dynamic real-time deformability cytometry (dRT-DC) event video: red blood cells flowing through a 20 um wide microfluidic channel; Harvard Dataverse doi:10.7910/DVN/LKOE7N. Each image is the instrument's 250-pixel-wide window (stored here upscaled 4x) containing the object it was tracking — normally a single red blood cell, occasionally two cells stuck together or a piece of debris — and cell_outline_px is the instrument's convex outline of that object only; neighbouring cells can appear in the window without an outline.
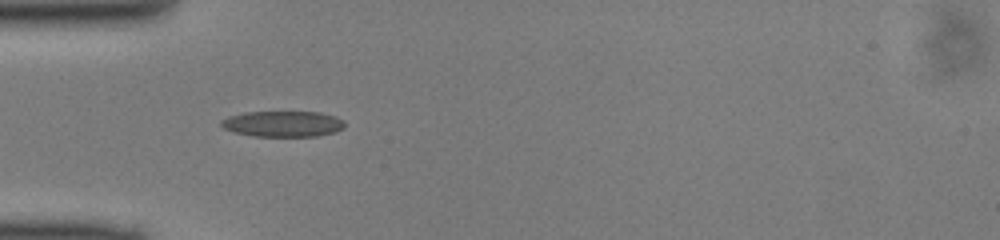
{"species": "common noctule bat (a hibernating species)", "species_latin": "Nyctalus noctula", "temperature_condition": "cold", "stored_images_in_passage": 35, "camera_frame_rate_fps": 3000, "um_per_image_px": 0.085, "animal": {"sex": "male", "body_mass_g": 13.0, "forearm_length_mm": 53.1}, "frame": {"image": 1, "passage_image": 1, "time_ms": 0.0, "image_size_px": [1000, 240], "cell_outline_px": [[344, 128], [336, 132], [316, 136], [252, 136], [236, 132], [224, 128], [220, 124], [220, 120], [228, 116], [244, 112], [320, 112], [336, 116], [344, 120]], "centroid_in_image_um": [24.06, 10.52], "position_along_channel_um": 60.9, "area_um2": 18.67}}
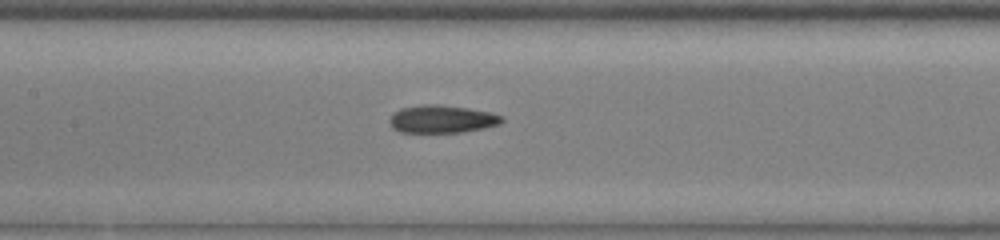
{"frame": {"image": 2, "passage_image": 9, "time_ms": 2.667, "image_size_px": [1000, 240], "cell_outline_px": [[504, 120], [500, 124], [484, 128], [464, 132], [400, 132], [392, 128], [388, 120], [400, 108], [428, 104], [436, 104], [468, 108], [492, 112], [504, 116]], "centroid_in_image_um": [37.61, 10.12], "position_along_channel_um": 169.8, "area_um2": 18.21}}
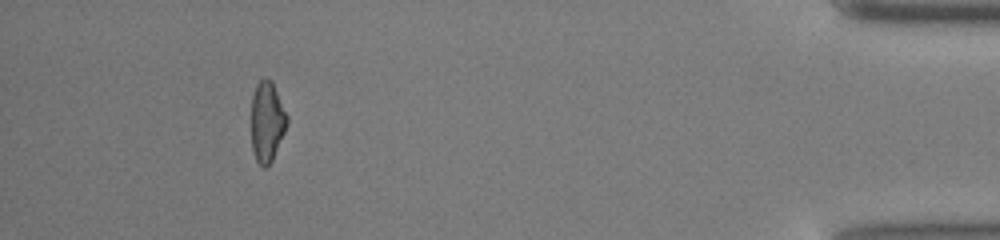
{"frame": {"image": 3, "passage_image": 31, "time_ms": 10.0, "image_size_px": [1000, 240], "cell_outline_px": [[288, 124], [272, 160], [268, 168], [264, 168], [256, 160], [252, 152], [252, 96], [256, 84], [264, 76], [272, 80], [288, 116]], "centroid_in_image_um": [22.7, 10.33], "position_along_channel_um": 412.5, "area_um2": 16.94}}